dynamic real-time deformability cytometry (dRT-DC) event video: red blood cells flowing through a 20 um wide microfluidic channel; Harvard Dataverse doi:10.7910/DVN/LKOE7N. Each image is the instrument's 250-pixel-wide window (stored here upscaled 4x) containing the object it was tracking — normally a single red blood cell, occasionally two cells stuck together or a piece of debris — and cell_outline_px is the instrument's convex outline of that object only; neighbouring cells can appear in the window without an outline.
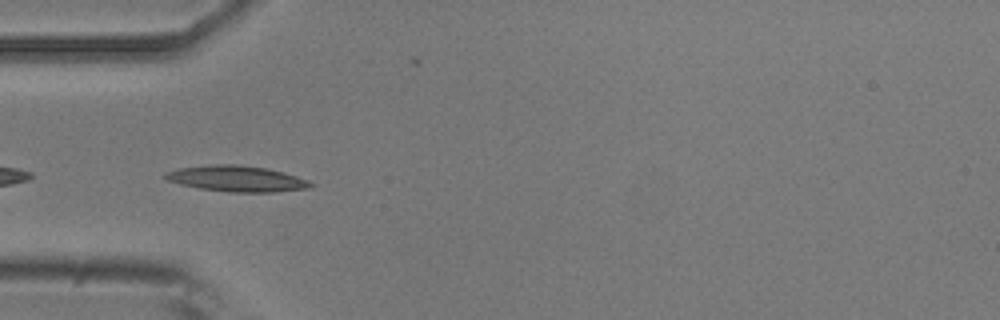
{"species": "common noctule bat (a hibernating species)", "species_latin": "Nyctalus noctula", "temperature_condition": "room temperature", "stored_images_in_passage": 4, "camera_frame_rate_fps": 3000, "um_per_image_px": 0.085, "animal": {"sex": "male", "body_mass_g": 20.5, "forearm_length_mm": 52.5}, "frame": {"image": 1, "passage_image": 2, "time_ms": 0.333, "image_size_px": [1000, 320], "cell_outline_px": [[312, 188], [272, 192], [228, 192], [200, 188], [180, 184], [168, 180], [160, 176], [176, 168], [212, 164], [236, 164], [264, 168], [296, 176], [308, 180], [312, 184]], "centroid_in_image_um": [20.08, 15.19], "position_along_channel_um": 64.9, "area_um2": 21.79}}